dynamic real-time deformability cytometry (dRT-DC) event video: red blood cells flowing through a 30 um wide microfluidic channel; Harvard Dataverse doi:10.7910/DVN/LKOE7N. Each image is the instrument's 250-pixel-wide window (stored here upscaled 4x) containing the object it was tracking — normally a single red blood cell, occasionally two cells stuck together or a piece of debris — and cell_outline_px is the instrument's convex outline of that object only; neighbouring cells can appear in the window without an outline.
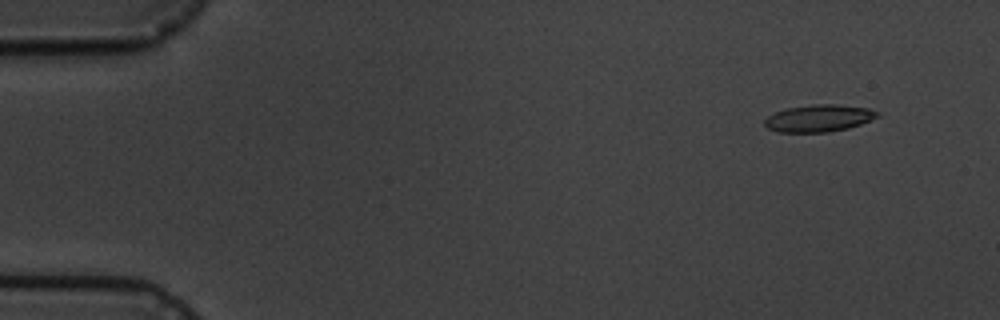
{"species": "common noctule bat (a hibernating species)", "species_latin": "Nyctalus noctula", "temperature_condition": "cold", "stored_images_in_passage": 9, "camera_frame_rate_fps": 3000, "um_per_image_px": 0.085, "animal": {"sex": "male", "body_mass_g": 19.5, "forearm_length_mm": 54.6}, "frame": {"image": 1, "passage_image": 1, "time_ms": 0.0, "image_size_px": [1000, 320], "cell_outline_px": [[880, 116], [860, 124], [848, 128], [828, 132], [776, 132], [768, 128], [764, 124], [764, 120], [768, 116], [776, 112], [788, 108], [812, 104], [836, 104], [868, 108], [880, 112]], "centroid_in_image_um": [69.61, 10.05], "position_along_channel_um": 15.4, "area_um2": 17.8}}
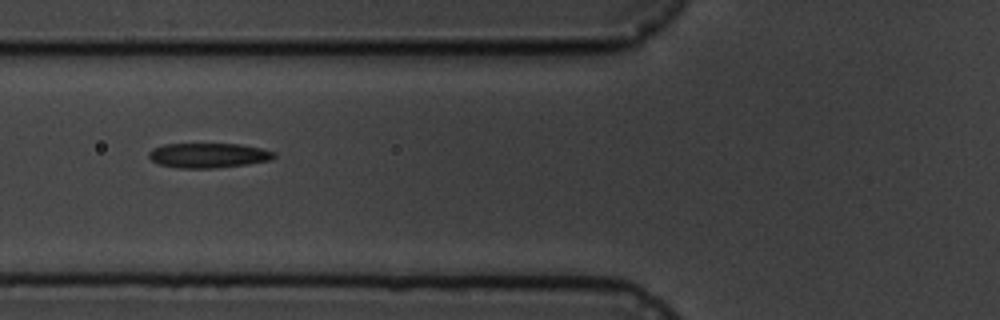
{"frame": {"image": 2, "passage_image": 6, "time_ms": 5.667, "image_size_px": [1000, 320], "cell_outline_px": [[276, 156], [272, 160], [248, 164], [216, 168], [180, 168], [160, 164], [152, 160], [148, 156], [148, 152], [152, 148], [164, 144], [240, 144], [260, 148], [276, 152]], "centroid_in_image_um": [17.73, 13.21], "position_along_channel_um": 108.1, "area_um2": 18.15}}
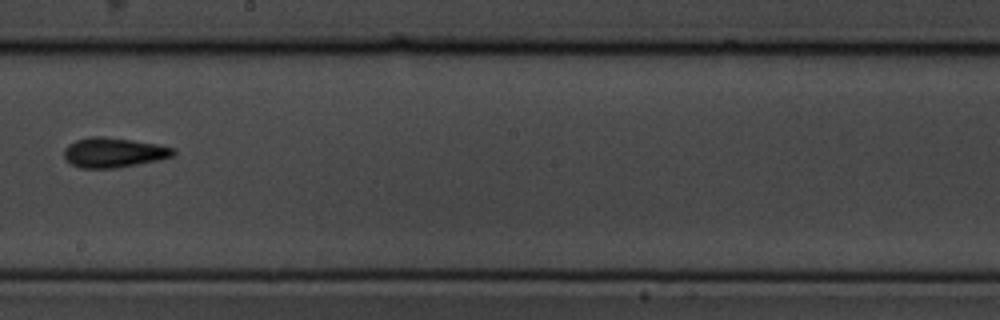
{"frame": {"image": 3, "passage_image": 9, "time_ms": 9.333, "image_size_px": [1000, 320], "cell_outline_px": [[176, 152], [172, 156], [156, 160], [116, 168], [80, 168], [72, 164], [64, 156], [64, 148], [68, 144], [76, 140], [92, 136], [100, 136], [132, 140], [156, 144], [176, 148]], "centroid_in_image_um": [9.64, 12.96], "position_along_channel_um": 238.6, "area_um2": 18.79}}